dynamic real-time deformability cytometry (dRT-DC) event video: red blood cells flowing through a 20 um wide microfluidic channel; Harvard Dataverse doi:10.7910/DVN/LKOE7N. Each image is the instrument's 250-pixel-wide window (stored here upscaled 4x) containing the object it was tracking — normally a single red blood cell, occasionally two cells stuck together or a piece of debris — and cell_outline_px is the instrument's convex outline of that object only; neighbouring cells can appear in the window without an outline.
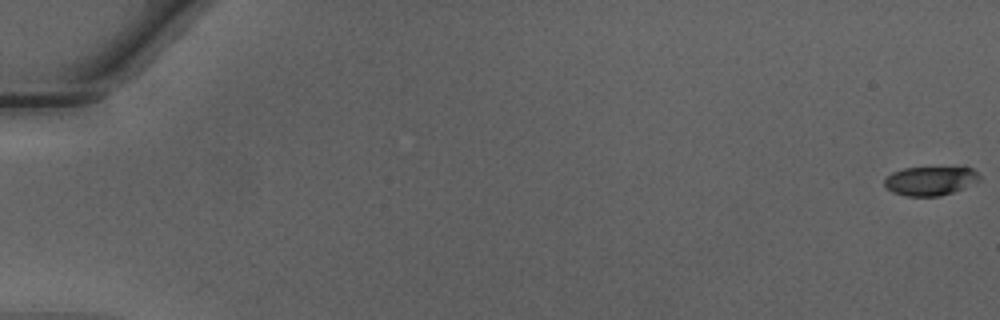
{"species": "Egyptian fruit bat (a non-hibernating species)", "species_latin": "Rousettus aegyptiacus", "temperature_condition": "warm", "stored_images_in_passage": 50, "camera_frame_rate_fps": 3000, "um_per_image_px": 0.085, "animal": {"sex": "male"}, "frame": {"image": 1, "passage_image": 1, "time_ms": 0.0, "image_size_px": [1000, 320], "cell_outline_px": [[980, 180], [976, 184], [940, 196], [908, 196], [892, 192], [884, 184], [884, 180], [892, 172], [904, 168], [956, 164], [972, 168], [980, 176]], "centroid_in_image_um": [79.16, 15.31], "position_along_channel_um": 5.8, "area_um2": 16.88}}
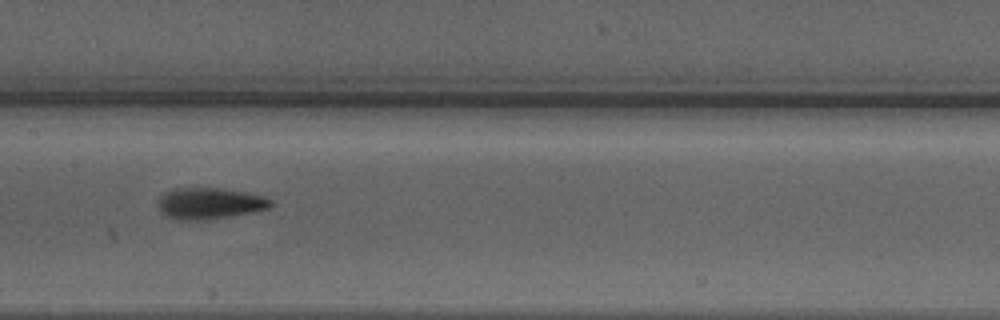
{"frame": {"image": 2, "passage_image": 27, "time_ms": 8.667, "image_size_px": [1000, 320], "cell_outline_px": [[276, 204], [268, 208], [252, 212], [228, 216], [196, 220], [176, 220], [168, 216], [156, 204], [160, 196], [164, 192], [172, 188], [224, 188], [264, 196], [272, 200]], "centroid_in_image_um": [17.82, 17.26], "position_along_channel_um": 189.6, "area_um2": 20.52}}
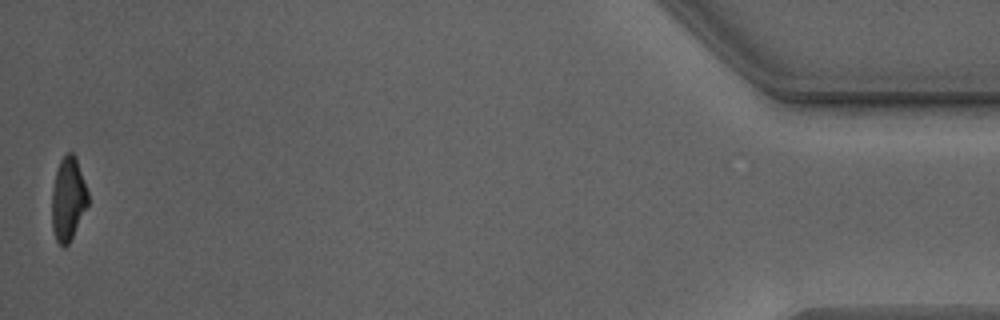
{"frame": {"image": 3, "passage_image": 50, "time_ms": 16.333, "image_size_px": [1000, 320], "cell_outline_px": [[88, 204], [68, 244], [64, 248], [56, 240], [52, 228], [52, 188], [56, 172], [60, 160], [68, 152], [72, 152], [76, 156], [88, 192]], "centroid_in_image_um": [5.78, 16.89], "position_along_channel_um": 429.4, "area_um2": 17.4}, "authors_computed_cell_mechanics": {"area_um2": 18.6694, "velocity_mm_per_s": 4.2846, "shape_relaxation_time_tau1_ms": 3.7993, "shape_relaxation_time_tau2_ms": 2.0604, "deformation_change_tau1": 0.1588, "deformation_change_tau2": 0.1041}}